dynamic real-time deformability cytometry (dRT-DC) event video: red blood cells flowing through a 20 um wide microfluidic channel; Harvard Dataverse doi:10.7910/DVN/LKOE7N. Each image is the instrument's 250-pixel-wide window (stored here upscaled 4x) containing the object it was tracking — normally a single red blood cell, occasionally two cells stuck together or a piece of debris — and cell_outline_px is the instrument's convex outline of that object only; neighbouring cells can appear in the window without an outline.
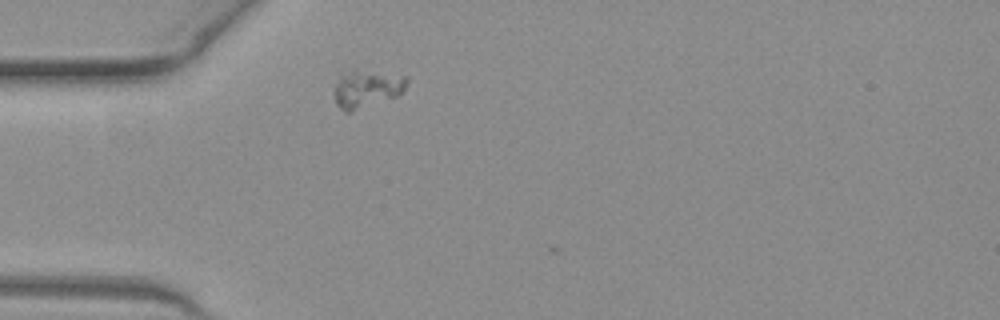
{"species": "common noctule bat (a hibernating species)", "species_latin": "Nyctalus noctula", "temperature_condition": "warm", "stored_images_in_passage": 4, "camera_frame_rate_fps": 3000, "um_per_image_px": 0.085, "animal": {"sex": "female", "body_mass_g": 19.3, "forearm_length_mm": 54.1}, "frame": {"image": 1, "passage_image": 1, "time_ms": 0.0, "image_size_px": [1000, 320], "cell_outline_px": [[408, 84], [400, 96], [352, 112], [344, 112], [336, 104], [332, 92], [340, 76], [352, 68], [408, 76]], "centroid_in_image_um": [31.19, 7.55], "position_along_channel_um": 53.8, "area_um2": 16.59}}